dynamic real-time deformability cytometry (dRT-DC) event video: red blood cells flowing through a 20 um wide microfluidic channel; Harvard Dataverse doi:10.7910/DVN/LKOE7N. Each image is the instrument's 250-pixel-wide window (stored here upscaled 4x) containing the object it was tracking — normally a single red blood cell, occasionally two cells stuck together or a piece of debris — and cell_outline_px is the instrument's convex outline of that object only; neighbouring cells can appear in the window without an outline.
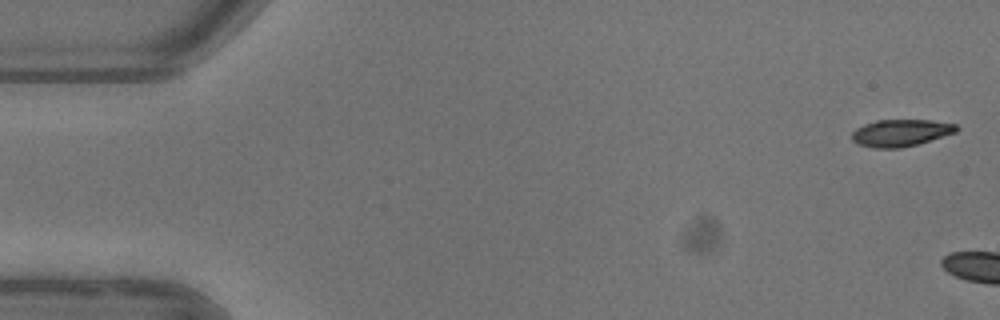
{"species": "common noctule bat (a hibernating species)", "species_latin": "Nyctalus noctula", "temperature_condition": "warm", "stored_images_in_passage": 2, "camera_frame_rate_fps": 3000, "um_per_image_px": 0.085, "animal": {"sex": "female"}, "frame": {"image": 1, "passage_image": 1, "time_ms": 0.0, "image_size_px": [1000, 320], "cell_outline_px": [[960, 128], [956, 132], [916, 144], [900, 148], [876, 148], [860, 144], [852, 140], [852, 132], [856, 128], [864, 124], [876, 120], [932, 120], [956, 124]], "centroid_in_image_um": [76.56, 11.28], "position_along_channel_um": 8.4, "area_um2": 16.3}}